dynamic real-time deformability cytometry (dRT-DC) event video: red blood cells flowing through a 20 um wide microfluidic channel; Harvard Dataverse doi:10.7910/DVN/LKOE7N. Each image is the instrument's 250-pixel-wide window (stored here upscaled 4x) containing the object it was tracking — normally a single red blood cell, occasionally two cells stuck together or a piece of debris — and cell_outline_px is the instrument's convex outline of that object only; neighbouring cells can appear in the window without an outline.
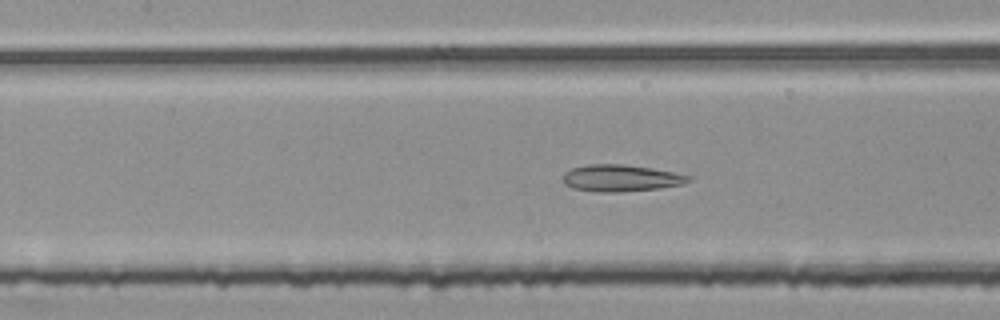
{"species": "common noctule bat (a hibernating species)", "species_latin": "Nyctalus noctula", "temperature_condition": "room temperature", "stored_images_in_passage": 30, "camera_frame_rate_fps": 3000, "um_per_image_px": 0.085, "animal": {"sex": "female", "body_mass_g": 25.1}, "frame": {"image": 1, "passage_image": 10, "time_ms": 3.0, "image_size_px": [1000, 320], "cell_outline_px": [[692, 180], [684, 184], [660, 188], [616, 192], [596, 192], [572, 188], [564, 184], [560, 180], [564, 172], [572, 168], [588, 164], [624, 164], [652, 168], [692, 176]], "centroid_in_image_um": [52.74, 15.14], "position_along_channel_um": 154.7, "area_um2": 19.83}}
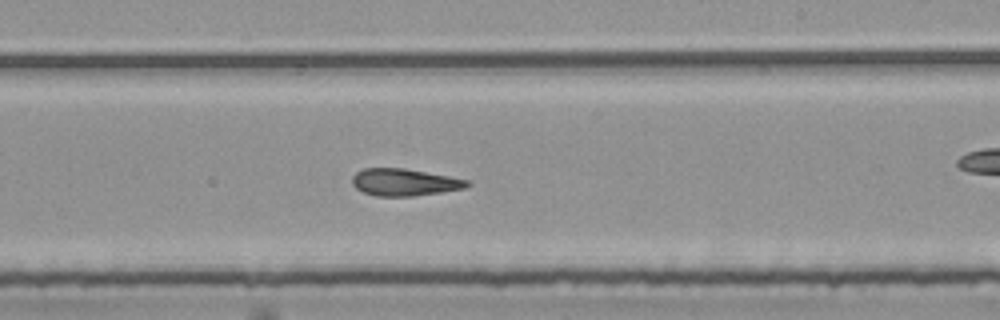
{"frame": {"image": 2, "passage_image": 18, "time_ms": 5.667, "image_size_px": [1000, 320], "cell_outline_px": [[472, 184], [464, 188], [440, 192], [412, 196], [376, 196], [364, 192], [356, 188], [352, 184], [352, 176], [356, 172], [364, 168], [404, 168], [448, 176], [468, 180]], "centroid_in_image_um": [34.35, 15.49], "position_along_channel_um": 254.7, "area_um2": 18.03}}
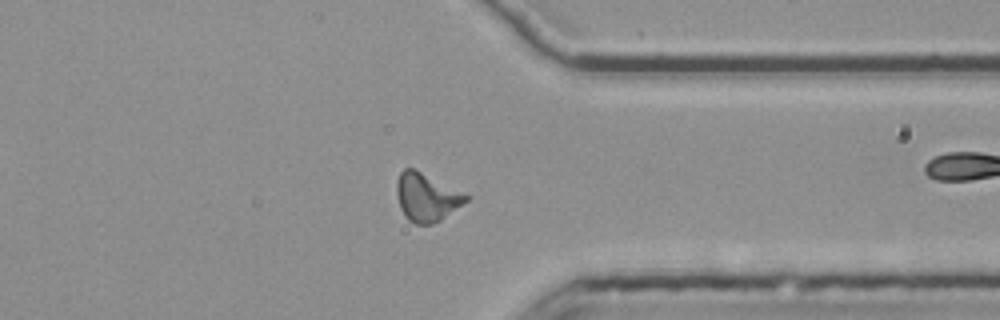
{"frame": {"image": 3, "passage_image": 28, "time_ms": 9.0, "image_size_px": [1000, 320], "cell_outline_px": [[468, 200], [440, 220], [432, 224], [416, 224], [408, 220], [404, 216], [400, 208], [396, 192], [396, 184], [400, 172], [404, 168], [416, 168], [468, 196]], "centroid_in_image_um": [36.2, 16.75], "position_along_channel_um": 375.2, "area_um2": 19.25}}